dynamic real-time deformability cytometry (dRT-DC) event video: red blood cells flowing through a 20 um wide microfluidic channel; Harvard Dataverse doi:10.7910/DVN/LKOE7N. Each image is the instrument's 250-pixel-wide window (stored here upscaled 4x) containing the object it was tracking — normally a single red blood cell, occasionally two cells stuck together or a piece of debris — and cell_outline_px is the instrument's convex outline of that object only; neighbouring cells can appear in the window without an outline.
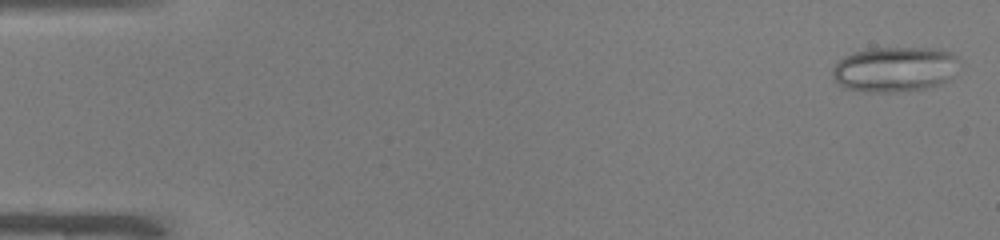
{"species": "common noctule bat (a hibernating species)", "species_latin": "Nyctalus noctula", "temperature_condition": "warm", "stored_images_in_passage": 49, "camera_frame_rate_fps": 3000, "um_per_image_px": 0.085, "animal": {"sex": "male", "body_mass_g": 19.0, "forearm_length_mm": 50.8}, "frame": {"image": 1, "passage_image": 1, "time_ms": 0.0, "image_size_px": [1000, 240], "cell_outline_px": [[956, 60], [952, 80], [940, 84], [924, 88], [892, 92], [860, 92], [844, 88], [832, 76], [832, 68], [844, 56], [852, 52], [872, 48], [932, 48], [952, 52], [956, 56]], "centroid_in_image_um": [76.02, 5.89], "position_along_channel_um": 9.0, "area_um2": 33.35}}
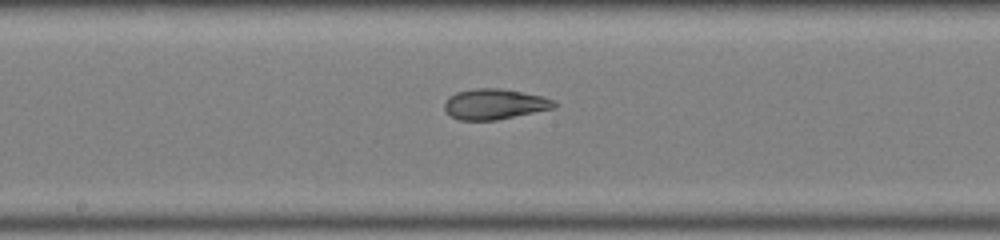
{"frame": {"image": 2, "passage_image": 26, "time_ms": 8.333, "image_size_px": [1000, 240], "cell_outline_px": [[556, 108], [496, 120], [460, 120], [452, 116], [444, 108], [444, 104], [448, 96], [456, 92], [476, 88], [500, 88], [544, 96], [556, 100]], "centroid_in_image_um": [42.07, 8.84], "position_along_channel_um": 206.1, "area_um2": 19.59}}
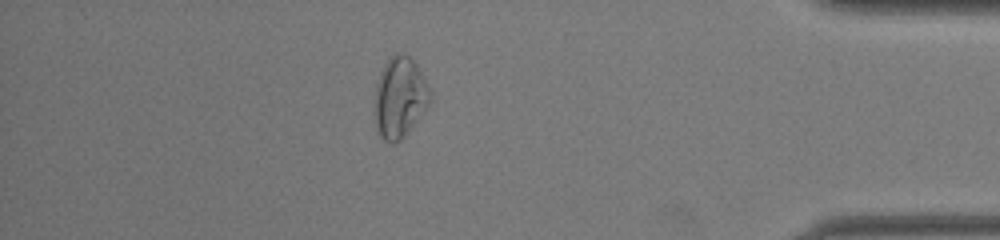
{"frame": {"image": 3, "passage_image": 43, "time_ms": 14.0, "image_size_px": [1000, 240], "cell_outline_px": [[432, 100], [404, 136], [400, 140], [392, 144], [384, 140], [380, 136], [376, 128], [372, 112], [376, 84], [380, 72], [384, 64], [396, 52], [400, 52], [408, 56], [416, 64], [428, 84], [432, 92]], "centroid_in_image_um": [33.95, 8.29], "position_along_channel_um": 401.3, "area_um2": 26.41}, "authors_computed_cell_mechanics": {"area_um2": 23.5246, "velocity_mm_per_s": 4.0785, "shape_relaxation_time_tau1_ms": null, "shape_relaxation_time_tau2_ms": 1.6356, "deformation_change_tau1": null, "deformation_change_tau2": 0.0828}}